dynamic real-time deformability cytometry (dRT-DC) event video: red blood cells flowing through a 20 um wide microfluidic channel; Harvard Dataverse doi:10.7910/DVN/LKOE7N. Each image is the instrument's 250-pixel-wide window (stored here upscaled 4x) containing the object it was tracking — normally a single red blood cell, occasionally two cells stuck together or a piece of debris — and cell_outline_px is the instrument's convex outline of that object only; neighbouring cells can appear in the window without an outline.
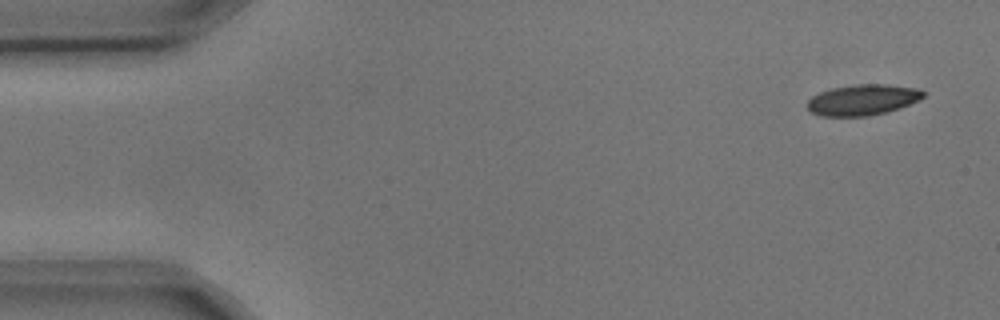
{"species": "common noctule bat (a hibernating species)", "species_latin": "Nyctalus noctula", "temperature_condition": "cold", "stored_images_in_passage": 10, "camera_frame_rate_fps": 3000, "um_per_image_px": 0.085, "animal": {"sex": "male", "body_mass_g": 17.9, "forearm_length_mm": 54.2}, "frame": {"image": 1, "passage_image": 1, "time_ms": 0.0, "image_size_px": [1000, 320], "cell_outline_px": [[924, 96], [900, 108], [868, 116], [820, 116], [812, 112], [808, 108], [808, 100], [812, 96], [820, 92], [832, 88], [856, 84], [888, 84], [920, 88], [924, 92]], "centroid_in_image_um": [73.32, 8.47], "position_along_channel_um": 11.7, "area_um2": 20.69}}
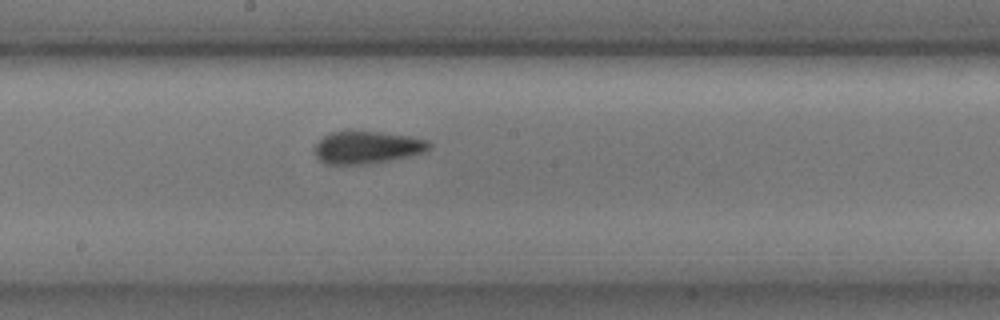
{"frame": {"image": 2, "passage_image": 10, "time_ms": 3.0, "image_size_px": [1000, 320], "cell_outline_px": [[432, 148], [424, 152], [408, 156], [368, 164], [324, 164], [316, 156], [316, 144], [328, 132], [380, 132], [408, 136], [428, 140], [432, 144]], "centroid_in_image_um": [31.23, 12.53], "position_along_channel_um": 217.0, "area_um2": 21.39}}